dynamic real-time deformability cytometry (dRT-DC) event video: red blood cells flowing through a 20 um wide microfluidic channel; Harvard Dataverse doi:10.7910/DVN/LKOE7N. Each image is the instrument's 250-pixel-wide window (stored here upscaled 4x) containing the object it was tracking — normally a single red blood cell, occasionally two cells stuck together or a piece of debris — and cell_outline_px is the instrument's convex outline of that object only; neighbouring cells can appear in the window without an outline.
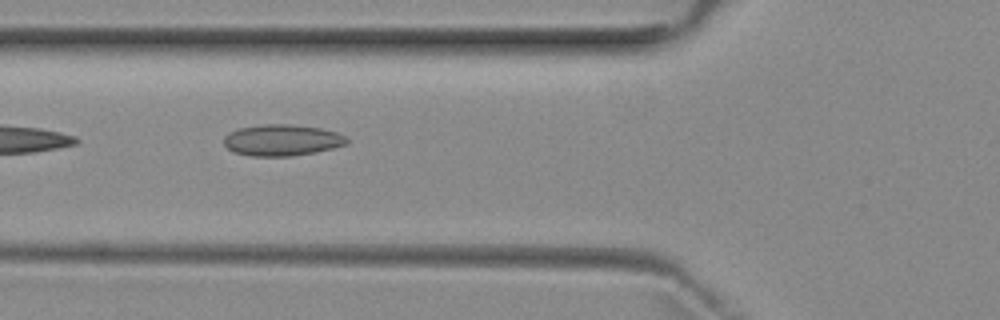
{"species": "common noctule bat (a hibernating species)", "species_latin": "Nyctalus noctula", "temperature_condition": "room temperature", "stored_images_in_passage": 5, "camera_frame_rate_fps": 3000, "um_per_image_px": 0.085, "animal": {"sex": "female", "body_mass_g": 29.2, "forearm_length_mm": 56.3}, "frame": {"image": 1, "passage_image": 3, "time_ms": 3.0, "image_size_px": [1000, 320], "cell_outline_px": [[348, 144], [332, 148], [292, 156], [252, 156], [232, 152], [224, 144], [224, 136], [240, 128], [264, 124], [288, 124], [320, 128], [336, 132], [344, 136], [348, 140]], "centroid_in_image_um": [23.96, 11.91], "position_along_channel_um": 101.8, "area_um2": 22.2}}
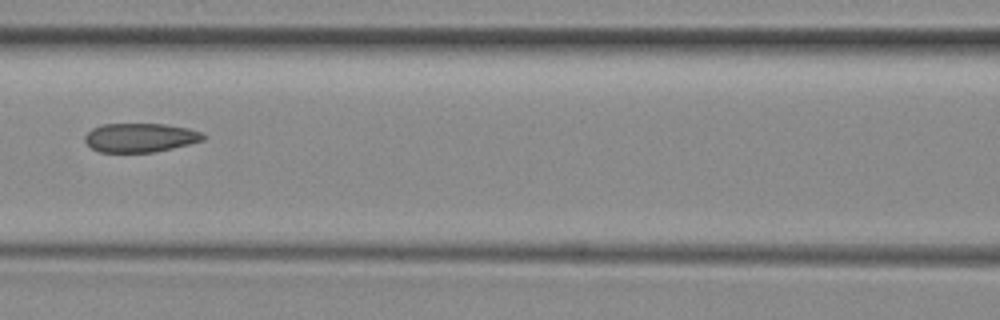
{"frame": {"image": 2, "passage_image": 4, "time_ms": 4.333, "image_size_px": [1000, 320], "cell_outline_px": [[204, 140], [172, 148], [152, 152], [100, 152], [92, 148], [84, 140], [84, 136], [92, 128], [100, 124], [164, 124], [188, 128], [200, 132], [204, 136]], "centroid_in_image_um": [11.88, 11.69], "position_along_channel_um": 154.7, "area_um2": 19.83}}
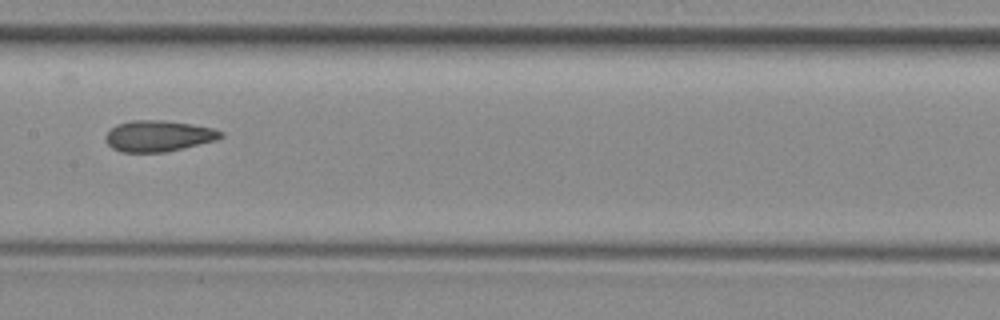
{"frame": {"image": 3, "passage_image": 5, "time_ms": 5.333, "image_size_px": [1000, 320], "cell_outline_px": [[224, 136], [216, 140], [164, 152], [120, 152], [112, 148], [104, 140], [104, 136], [116, 124], [132, 120], [160, 120], [192, 124], [212, 128], [224, 132]], "centroid_in_image_um": [13.44, 11.55], "position_along_channel_um": 194.0, "area_um2": 20.81}}